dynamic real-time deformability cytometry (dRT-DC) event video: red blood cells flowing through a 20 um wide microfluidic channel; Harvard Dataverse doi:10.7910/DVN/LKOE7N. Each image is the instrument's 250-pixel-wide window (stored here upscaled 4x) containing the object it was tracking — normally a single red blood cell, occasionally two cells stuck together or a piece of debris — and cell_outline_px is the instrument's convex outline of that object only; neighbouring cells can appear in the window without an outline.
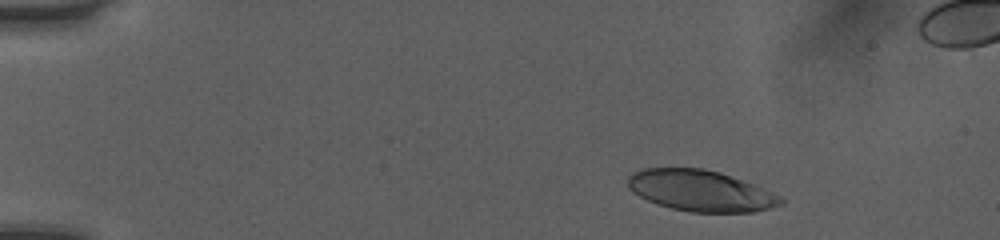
{"species": "human", "species_latin": "Homo sapiens", "temperature_condition": "room temperature", "stored_images_in_passage": 49, "camera_frame_rate_fps": 3000, "um_per_image_px": 0.085, "donor": {"sex": "female"}, "frame": {"image": 1, "passage_image": 5, "time_ms": 1.333, "image_size_px": [1000, 240], "cell_outline_px": [[784, 204], [772, 208], [752, 212], [688, 212], [656, 204], [632, 192], [628, 188], [628, 176], [632, 172], [640, 168], [704, 168], [720, 172], [752, 184], [772, 192], [780, 196], [784, 200]], "centroid_in_image_um": [59.53, 16.21], "position_along_channel_um": 25.5, "area_um2": 36.7}}
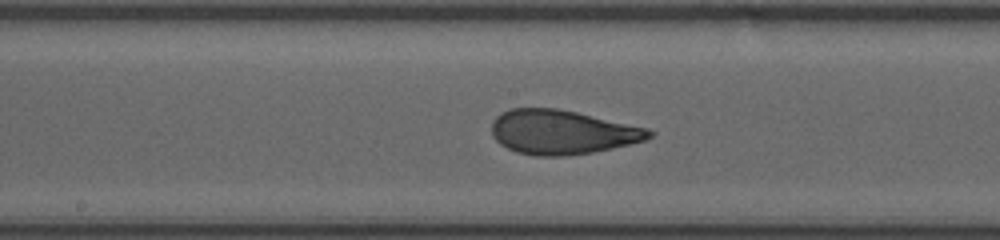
{"frame": {"image": 2, "passage_image": 25, "time_ms": 8.0, "image_size_px": [1000, 240], "cell_outline_px": [[656, 132], [652, 136], [644, 140], [612, 148], [592, 152], [564, 156], [536, 156], [516, 152], [500, 144], [492, 136], [492, 120], [500, 112], [512, 108], [556, 108], [576, 112], [648, 128]], "centroid_in_image_um": [47.75, 11.23], "position_along_channel_um": 200.5, "area_um2": 40.58}}
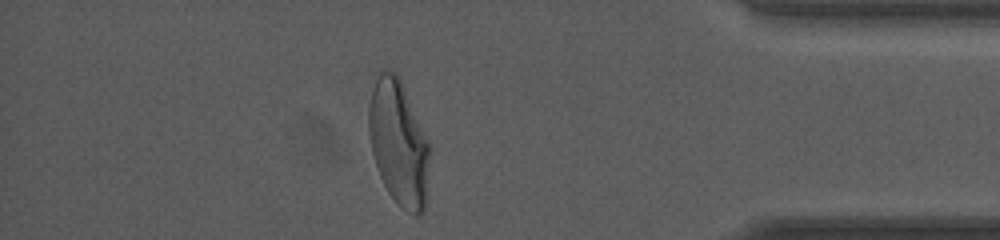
{"frame": {"image": 3, "passage_image": 42, "time_ms": 13.667, "image_size_px": [1000, 240], "cell_outline_px": [[428, 160], [424, 212], [420, 216], [416, 216], [400, 208], [396, 204], [388, 192], [380, 176], [372, 152], [368, 132], [368, 108], [372, 88], [376, 72], [384, 68], [396, 72], [404, 88], [428, 140]], "centroid_in_image_um": [33.84, 12.12], "position_along_channel_um": 401.4, "area_um2": 44.27}}